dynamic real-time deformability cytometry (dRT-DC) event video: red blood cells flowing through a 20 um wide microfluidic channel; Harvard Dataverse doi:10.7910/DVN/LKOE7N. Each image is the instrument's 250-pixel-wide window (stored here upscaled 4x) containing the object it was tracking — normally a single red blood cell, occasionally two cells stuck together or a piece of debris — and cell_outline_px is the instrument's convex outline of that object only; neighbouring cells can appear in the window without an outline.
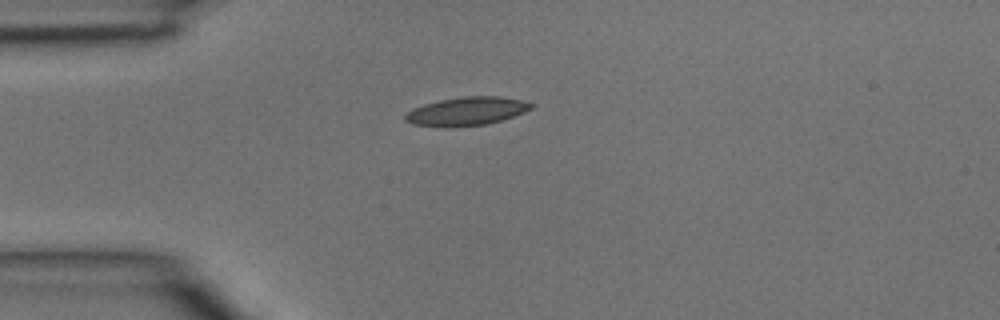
{"species": "common noctule bat (a hibernating species)", "species_latin": "Nyctalus noctula", "temperature_condition": "room temperature", "stored_images_in_passage": 31, "camera_frame_rate_fps": 3000, "um_per_image_px": 0.085, "animal": {"sex": "male", "body_mass_g": 15.6}, "frame": {"image": 1, "passage_image": 1, "time_ms": 0.0, "image_size_px": [1000, 320], "cell_outline_px": [[536, 104], [532, 108], [524, 112], [500, 120], [484, 124], [452, 128], [448, 128], [412, 124], [404, 120], [404, 116], [412, 108], [424, 104], [440, 100], [464, 96], [500, 96], [520, 100]], "centroid_in_image_um": [39.63, 9.46], "position_along_channel_um": 45.4, "area_um2": 20.92}}
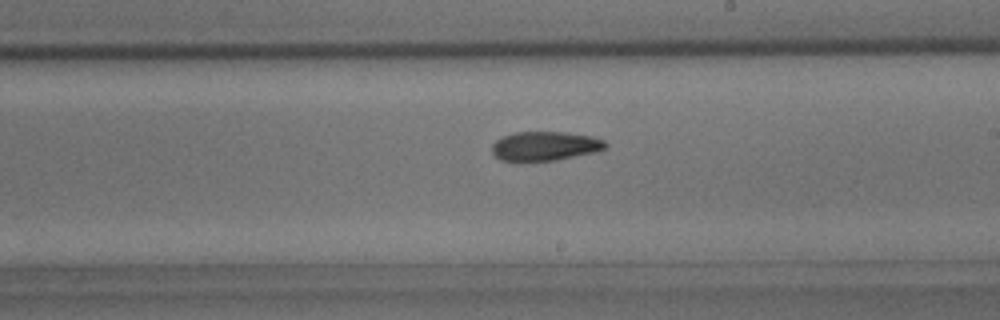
{"frame": {"image": 2, "passage_image": 14, "time_ms": 4.333, "image_size_px": [1000, 320], "cell_outline_px": [[608, 148], [596, 152], [556, 160], [500, 160], [492, 152], [492, 144], [496, 140], [504, 136], [516, 132], [564, 132], [592, 136], [604, 140], [608, 144]], "centroid_in_image_um": [46.38, 12.4], "position_along_channel_um": 242.6, "area_um2": 19.19}}
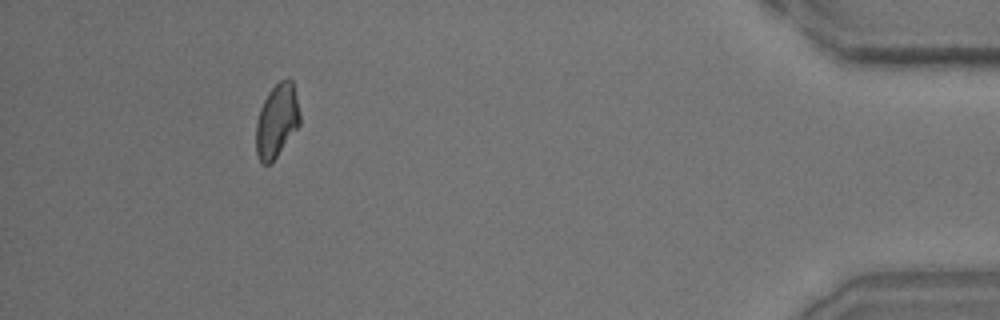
{"frame": {"image": 3, "passage_image": 28, "time_ms": 9.0, "image_size_px": [1000, 320], "cell_outline_px": [[300, 124], [272, 164], [264, 164], [260, 160], [256, 152], [256, 124], [260, 108], [268, 92], [280, 80], [292, 80], [300, 112]], "centroid_in_image_um": [23.53, 10.29], "position_along_channel_um": 411.7, "area_um2": 18.73}}